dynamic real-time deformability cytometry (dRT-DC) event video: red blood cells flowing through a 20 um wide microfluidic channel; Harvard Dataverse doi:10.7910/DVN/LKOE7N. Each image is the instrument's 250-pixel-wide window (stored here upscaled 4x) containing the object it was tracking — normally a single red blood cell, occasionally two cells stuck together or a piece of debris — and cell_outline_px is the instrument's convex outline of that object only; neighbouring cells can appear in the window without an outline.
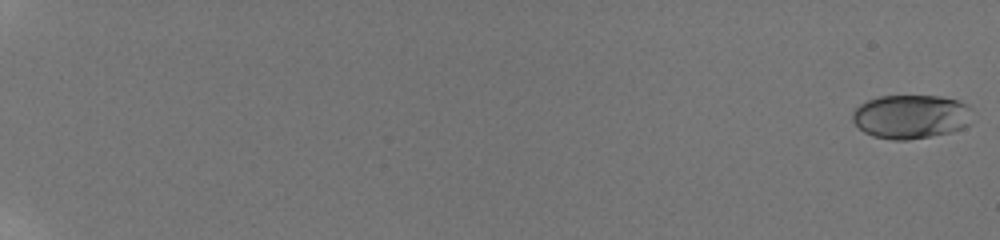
{"species": "human", "species_latin": "Homo sapiens", "temperature_condition": "room temperature", "stored_images_in_passage": 52, "camera_frame_rate_fps": 3000, "um_per_image_px": 0.085, "donor": {"sex": "male"}, "frame": {"image": 1, "passage_image": 1, "time_ms": 0.0, "image_size_px": [1000, 240], "cell_outline_px": [[972, 124], [964, 128], [948, 132], [908, 140], [892, 140], [872, 136], [864, 132], [852, 120], [852, 112], [860, 104], [868, 100], [880, 96], [940, 96], [956, 100], [968, 104], [972, 108]], "centroid_in_image_um": [77.46, 9.91], "position_along_channel_um": 7.5, "area_um2": 30.92}}
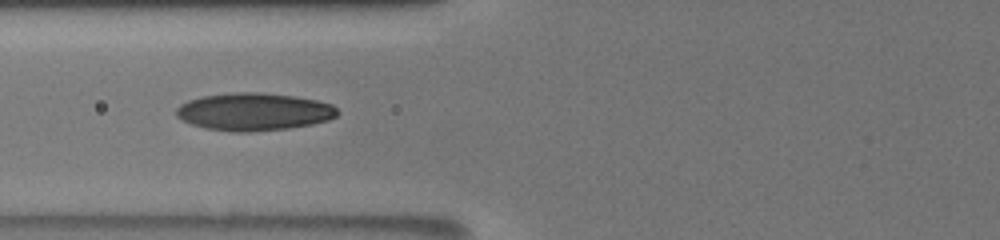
{"frame": {"image": 2, "passage_image": 29, "time_ms": 9.333, "image_size_px": [1000, 240], "cell_outline_px": [[340, 112], [336, 116], [328, 120], [312, 124], [288, 128], [248, 132], [232, 132], [204, 128], [192, 124], [176, 116], [176, 108], [180, 104], [188, 100], [200, 96], [228, 92], [260, 92], [292, 96], [316, 100], [332, 104]], "centroid_in_image_um": [21.56, 9.49], "position_along_channel_um": 104.2, "area_um2": 35.49}}
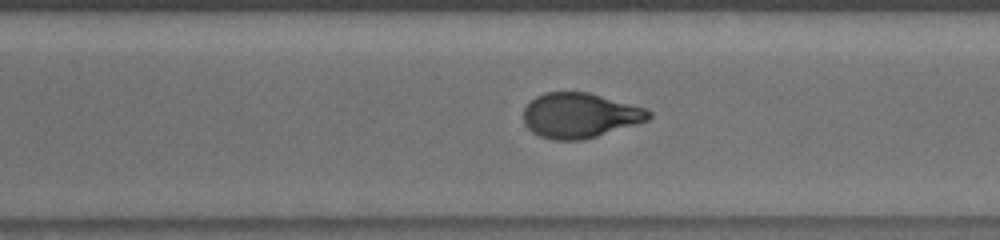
{"frame": {"image": 3, "passage_image": 41, "time_ms": 15.0, "image_size_px": [1000, 240], "cell_outline_px": [[652, 116], [648, 120], [596, 136], [580, 140], [552, 140], [540, 136], [532, 132], [524, 124], [524, 108], [536, 96], [544, 92], [588, 92], [648, 108], [652, 112]], "centroid_in_image_um": [49.29, 9.8], "position_along_channel_um": 321.3, "area_um2": 32.83}, "authors_computed_cell_mechanics": {"area_um2": 31.6166, "velocity_mm_per_s": 3.8481, "shape_relaxation_time_tau1_ms": 5.687, "shape_relaxation_time_tau2_ms": 1.3053, "deformation_change_tau1": 0.1997, "deformation_change_tau2": 0.0738}}